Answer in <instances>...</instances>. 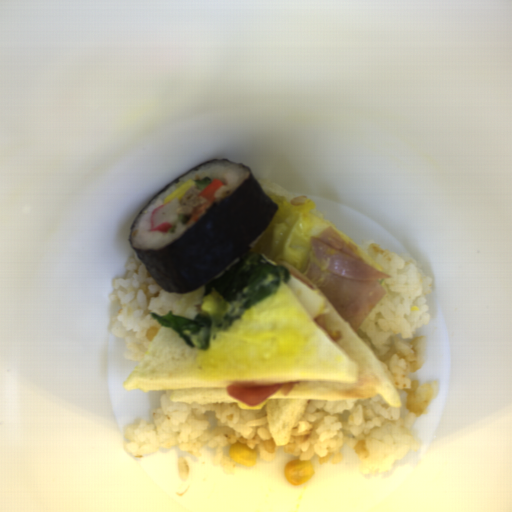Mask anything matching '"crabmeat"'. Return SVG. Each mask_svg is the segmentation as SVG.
<instances>
[{"instance_id": "obj_1", "label": "crabmeat", "mask_w": 512, "mask_h": 512, "mask_svg": "<svg viewBox=\"0 0 512 512\" xmlns=\"http://www.w3.org/2000/svg\"><path fill=\"white\" fill-rule=\"evenodd\" d=\"M180 206L181 202L175 198L155 209L151 214V231L168 233L170 229L180 222L179 217L181 214L177 213Z\"/></svg>"}]
</instances>
